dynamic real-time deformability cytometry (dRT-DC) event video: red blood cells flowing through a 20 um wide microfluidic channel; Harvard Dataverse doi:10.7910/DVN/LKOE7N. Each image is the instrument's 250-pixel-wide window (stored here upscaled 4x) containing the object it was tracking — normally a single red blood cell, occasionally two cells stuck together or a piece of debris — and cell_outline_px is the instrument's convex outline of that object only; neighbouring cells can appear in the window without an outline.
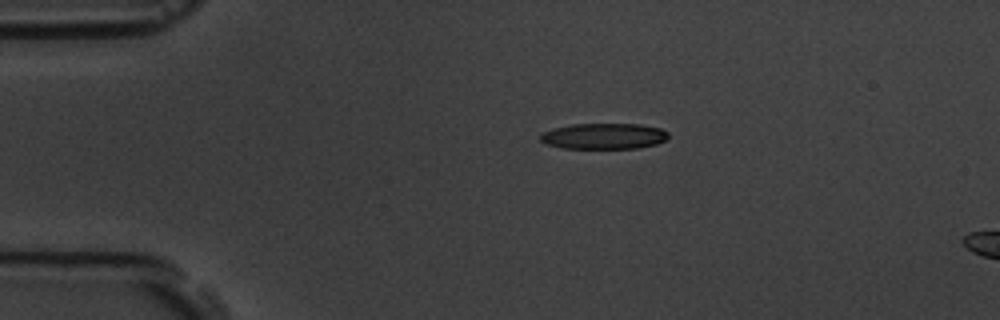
{"species": "common noctule bat (a hibernating species)", "species_latin": "Nyctalus noctula", "temperature_condition": "room temperature", "stored_images_in_passage": 3, "camera_frame_rate_fps": 3000, "um_per_image_px": 0.085, "animal": {"sex": "male", "body_mass_g": 19.5, "forearm_length_mm": 54.6}, "frame": {"image": 1, "passage_image": 1, "time_ms": 0.0, "image_size_px": [1000, 320], "cell_outline_px": [[668, 136], [664, 140], [656, 144], [636, 148], [560, 148], [544, 144], [540, 140], [540, 136], [544, 132], [552, 128], [572, 124], [640, 124], [660, 128], [668, 132]], "centroid_in_image_um": [51.29, 11.57], "position_along_channel_um": 33.7, "area_um2": 19.31}}